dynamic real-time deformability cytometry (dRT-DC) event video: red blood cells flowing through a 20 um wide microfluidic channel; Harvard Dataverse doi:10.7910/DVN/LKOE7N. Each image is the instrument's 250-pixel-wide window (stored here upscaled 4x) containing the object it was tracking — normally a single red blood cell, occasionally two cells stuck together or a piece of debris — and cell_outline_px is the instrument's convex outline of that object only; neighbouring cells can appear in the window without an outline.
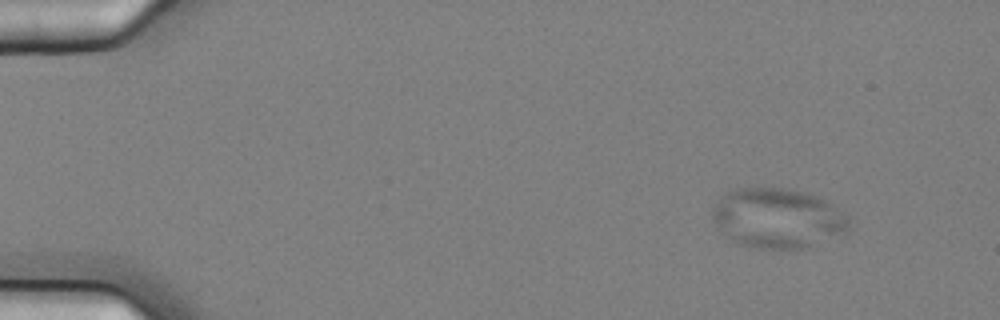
{"species": "common noctule bat (a hibernating species)", "species_latin": "Nyctalus noctula", "temperature_condition": "cold", "stored_images_in_passage": 13, "camera_frame_rate_fps": 3000, "um_per_image_px": 0.085, "animal": {"sex": "female", "body_mass_g": 25.1}, "frame": {"image": 1, "passage_image": 1, "time_ms": 0.0, "image_size_px": [1000, 320], "cell_outline_px": [[852, 228], [848, 232], [812, 248], [752, 248], [736, 244], [712, 220], [712, 208], [720, 196], [736, 188], [780, 188], [804, 192], [816, 196], [832, 204], [844, 212], [848, 216]], "centroid_in_image_um": [66.15, 18.57], "position_along_channel_um": 18.9, "area_um2": 48.09}}